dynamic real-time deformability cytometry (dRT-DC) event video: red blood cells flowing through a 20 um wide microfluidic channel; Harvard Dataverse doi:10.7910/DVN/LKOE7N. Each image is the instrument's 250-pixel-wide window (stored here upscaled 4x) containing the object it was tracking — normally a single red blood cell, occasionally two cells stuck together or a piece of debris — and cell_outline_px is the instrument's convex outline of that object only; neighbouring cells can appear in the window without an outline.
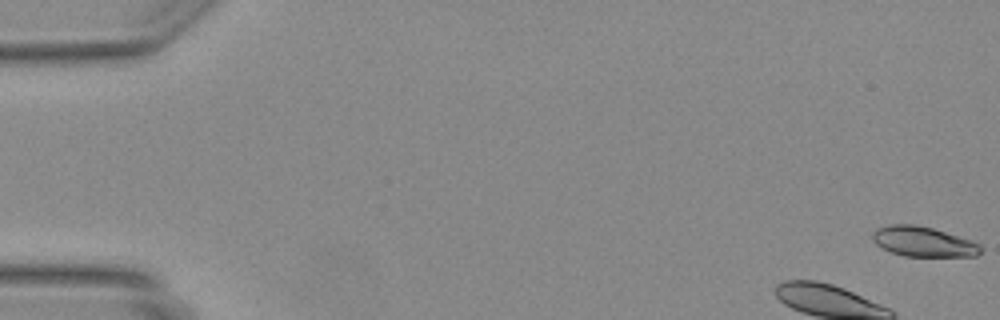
{"species": "Egyptian fruit bat (a non-hibernating species)", "species_latin": "Rousettus aegyptiacus", "temperature_condition": "warm", "stored_images_in_passage": 9, "camera_frame_rate_fps": 3000, "um_per_image_px": 0.085, "animal": {"sex": "female"}, "frame": {"image": 1, "passage_image": 1, "time_ms": 0.0, "image_size_px": [1000, 320], "cell_outline_px": [[980, 252], [976, 256], [904, 256], [880, 248], [872, 240], [872, 232], [876, 228], [888, 224], [916, 224], [932, 228], [972, 240], [980, 244]], "centroid_in_image_um": [78.43, 20.53], "position_along_channel_um": 6.6, "area_um2": 19.02}}